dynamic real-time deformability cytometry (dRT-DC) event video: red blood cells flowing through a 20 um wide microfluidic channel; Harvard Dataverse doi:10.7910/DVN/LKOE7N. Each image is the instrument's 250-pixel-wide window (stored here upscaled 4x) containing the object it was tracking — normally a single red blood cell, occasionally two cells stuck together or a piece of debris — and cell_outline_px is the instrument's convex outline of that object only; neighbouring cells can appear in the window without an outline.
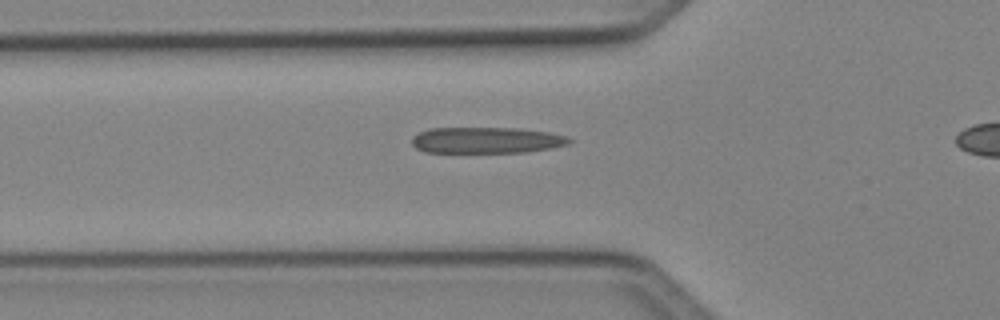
{"species": "Egyptian fruit bat (a non-hibernating species)", "species_latin": "Rousettus aegyptiacus", "temperature_condition": "cold", "stored_images_in_passage": 27, "camera_frame_rate_fps": 3000, "um_per_image_px": 0.085, "animal": {"sex": "female"}, "frame": {"image": 1, "passage_image": 2, "time_ms": 0.333, "image_size_px": [1000, 320], "cell_outline_px": [[572, 140], [568, 144], [552, 148], [524, 152], [424, 152], [416, 148], [412, 144], [412, 136], [428, 128], [516, 128], [548, 132], [568, 136]], "centroid_in_image_um": [41.34, 11.91], "position_along_channel_um": 84.5, "area_um2": 23.99}}
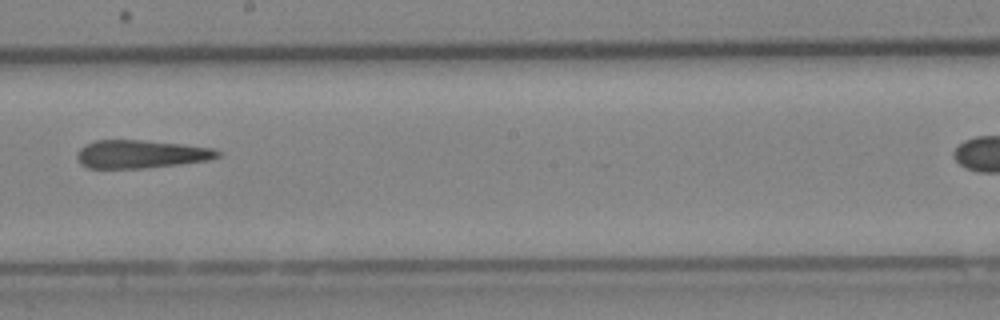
{"frame": {"image": 2, "passage_image": 13, "time_ms": 4.0, "image_size_px": [1000, 320], "cell_outline_px": [[220, 156], [208, 160], [148, 168], [88, 168], [80, 164], [76, 156], [80, 148], [84, 144], [96, 140], [144, 140], [180, 144], [212, 148], [220, 152]], "centroid_in_image_um": [11.93, 13.1], "position_along_channel_um": 236.3, "area_um2": 23.0}}
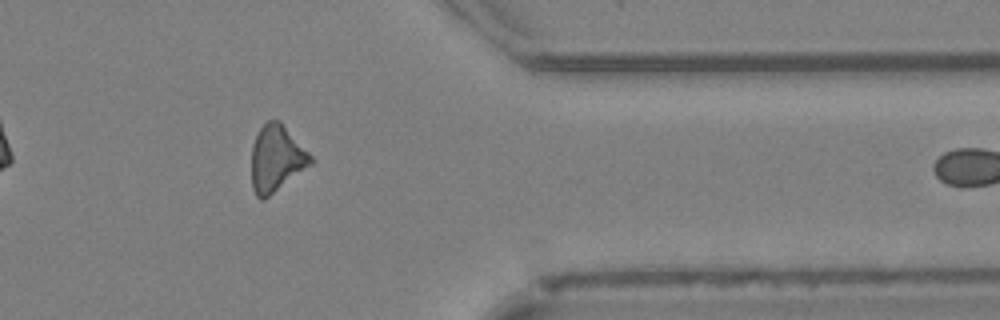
{"frame": {"image": 3, "passage_image": 25, "time_ms": 8.0, "image_size_px": [1000, 320], "cell_outline_px": [[312, 164], [264, 200], [260, 200], [256, 196], [252, 188], [252, 144], [260, 128], [268, 120], [280, 120], [312, 156]], "centroid_in_image_um": [23.48, 13.48], "position_along_channel_um": 387.9, "area_um2": 22.83}}